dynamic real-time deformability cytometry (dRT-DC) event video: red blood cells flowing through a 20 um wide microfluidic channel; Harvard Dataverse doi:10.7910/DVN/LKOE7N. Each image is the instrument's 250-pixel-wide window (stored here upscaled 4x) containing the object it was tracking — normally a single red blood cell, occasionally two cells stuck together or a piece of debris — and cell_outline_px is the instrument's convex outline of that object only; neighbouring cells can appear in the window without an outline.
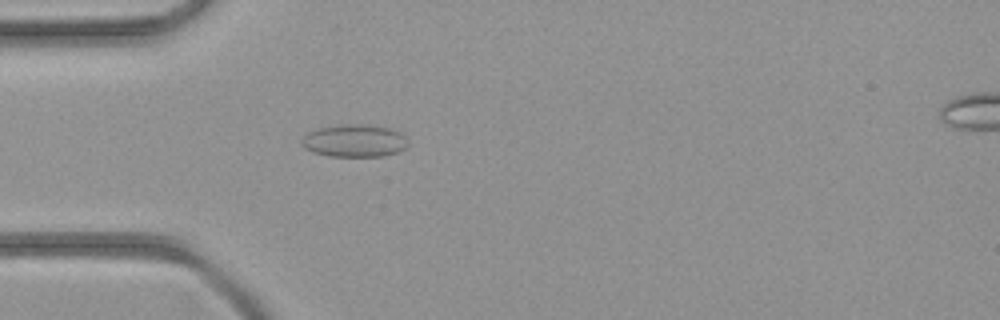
{"species": "common noctule bat (a hibernating species)", "species_latin": "Nyctalus noctula", "temperature_condition": "room temperature", "stored_images_in_passage": 42, "camera_frame_rate_fps": 3000, "um_per_image_px": 0.085, "animal": {"sex": "female", "body_mass_g": 21.9}, "frame": {"image": 1, "passage_image": 12, "time_ms": 3.667, "image_size_px": [1000, 320], "cell_outline_px": [[408, 144], [404, 148], [396, 152], [384, 156], [328, 156], [312, 152], [304, 148], [300, 144], [300, 140], [308, 132], [320, 128], [344, 124], [360, 124], [388, 128], [400, 132], [408, 140]], "centroid_in_image_um": [30.09, 11.97], "position_along_channel_um": 54.9, "area_um2": 20.11}}
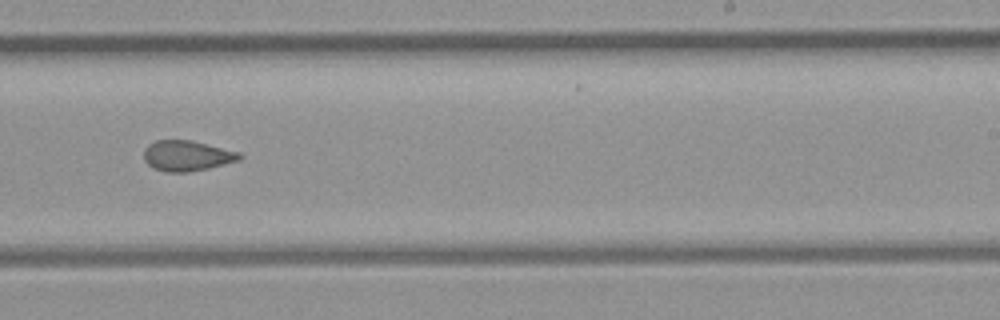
{"frame": {"image": 2, "passage_image": 26, "time_ms": 8.333, "image_size_px": [1000, 320], "cell_outline_px": [[244, 156], [240, 160], [208, 168], [188, 172], [168, 172], [152, 168], [144, 160], [144, 148], [148, 144], [156, 140], [192, 140], [240, 152]], "centroid_in_image_um": [15.89, 13.23], "position_along_channel_um": 273.1, "area_um2": 17.11}}
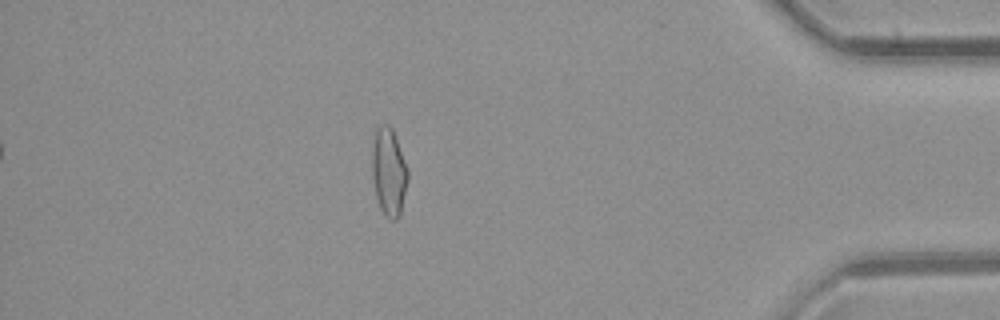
{"frame": {"image": 3, "passage_image": 37, "time_ms": 12.0, "image_size_px": [1000, 320], "cell_outline_px": [[408, 180], [400, 216], [396, 220], [388, 220], [384, 216], [380, 208], [376, 196], [372, 176], [372, 144], [376, 128], [380, 124], [388, 124], [392, 128], [408, 168]], "centroid_in_image_um": [33.05, 14.63], "position_along_channel_um": 402.2, "area_um2": 18.61}}